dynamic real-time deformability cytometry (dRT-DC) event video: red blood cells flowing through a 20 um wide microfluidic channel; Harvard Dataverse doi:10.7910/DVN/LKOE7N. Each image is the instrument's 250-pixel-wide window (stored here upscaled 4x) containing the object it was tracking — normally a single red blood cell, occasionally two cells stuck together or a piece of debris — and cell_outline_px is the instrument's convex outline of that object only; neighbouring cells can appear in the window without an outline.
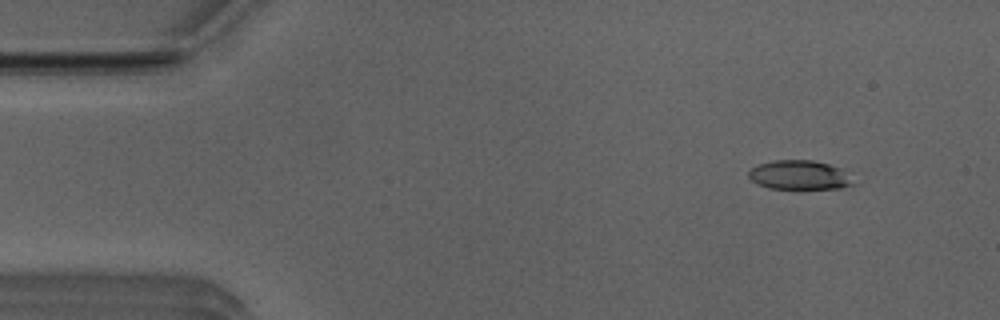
{"species": "Egyptian fruit bat (a non-hibernating species)", "species_latin": "Rousettus aegyptiacus", "temperature_condition": "room temperature", "stored_images_in_passage": 51, "camera_frame_rate_fps": 3000, "um_per_image_px": 0.085, "animal": {"sex": "male"}, "frame": {"image": 1, "passage_image": 5, "time_ms": 1.333, "image_size_px": [1000, 320], "cell_outline_px": [[852, 184], [840, 188], [768, 188], [756, 184], [748, 176], [748, 172], [756, 164], [772, 160], [812, 160], [828, 164], [840, 168]], "centroid_in_image_um": [67.82, 14.86], "position_along_channel_um": 17.2, "area_um2": 17.4}}
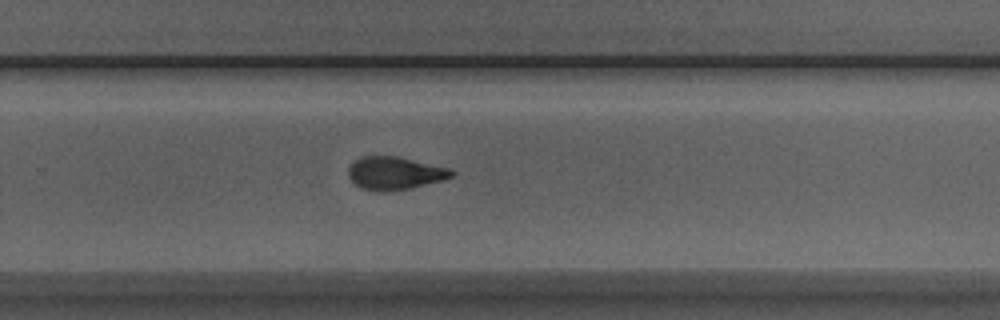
{"frame": {"image": 2, "passage_image": 33, "time_ms": 10.667, "image_size_px": [1000, 320], "cell_outline_px": [[456, 172], [452, 176], [444, 180], [408, 188], [364, 188], [356, 184], [348, 176], [348, 168], [360, 156], [396, 156], [448, 168]], "centroid_in_image_um": [33.58, 14.66], "position_along_channel_um": 296.2, "area_um2": 18.79}}
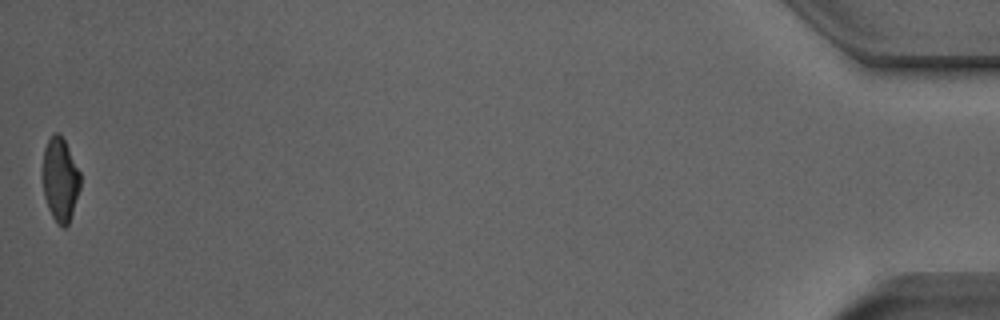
{"frame": {"image": 3, "passage_image": 51, "time_ms": 16.667, "image_size_px": [1000, 320], "cell_outline_px": [[80, 188], [68, 224], [64, 228], [56, 224], [48, 208], [44, 196], [44, 148], [48, 140], [56, 132], [60, 132], [80, 172]], "centroid_in_image_um": [5.12, 15.28], "position_along_channel_um": 430.1, "area_um2": 17.98}, "authors_computed_cell_mechanics": {"area_um2": 19.4786, "velocity_mm_per_s": 3.9772, "shape_relaxation_time_tau1_ms": 6.9438, "shape_relaxation_time_tau2_ms": 2.5582, "deformation_change_tau1": 0.1945, "deformation_change_tau2": 0.1044}}